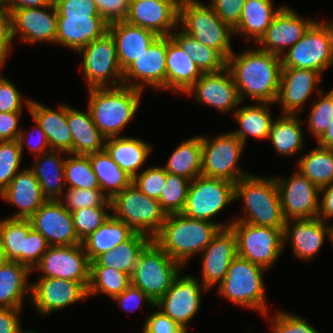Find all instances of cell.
<instances>
[{"label":"cell","instance_id":"6da1fadb","mask_svg":"<svg viewBox=\"0 0 333 333\" xmlns=\"http://www.w3.org/2000/svg\"><path fill=\"white\" fill-rule=\"evenodd\" d=\"M227 59L241 102L247 97L256 103L275 104L280 84L281 56L251 48Z\"/></svg>","mask_w":333,"mask_h":333},{"label":"cell","instance_id":"7a4b0ae2","mask_svg":"<svg viewBox=\"0 0 333 333\" xmlns=\"http://www.w3.org/2000/svg\"><path fill=\"white\" fill-rule=\"evenodd\" d=\"M221 229L219 224L189 218L183 213L169 214L152 240L184 268L188 260L201 253Z\"/></svg>","mask_w":333,"mask_h":333},{"label":"cell","instance_id":"3957f363","mask_svg":"<svg viewBox=\"0 0 333 333\" xmlns=\"http://www.w3.org/2000/svg\"><path fill=\"white\" fill-rule=\"evenodd\" d=\"M143 91L129 86L89 89L88 109L94 124L107 139L120 136L135 117Z\"/></svg>","mask_w":333,"mask_h":333},{"label":"cell","instance_id":"277c9868","mask_svg":"<svg viewBox=\"0 0 333 333\" xmlns=\"http://www.w3.org/2000/svg\"><path fill=\"white\" fill-rule=\"evenodd\" d=\"M244 201L245 218L232 219L251 225L284 228L277 183L274 177L262 178L253 174L235 183V200Z\"/></svg>","mask_w":333,"mask_h":333},{"label":"cell","instance_id":"5b68a950","mask_svg":"<svg viewBox=\"0 0 333 333\" xmlns=\"http://www.w3.org/2000/svg\"><path fill=\"white\" fill-rule=\"evenodd\" d=\"M263 271L266 269L237 255L218 285L219 295L235 305L254 309L268 317Z\"/></svg>","mask_w":333,"mask_h":333},{"label":"cell","instance_id":"8992f818","mask_svg":"<svg viewBox=\"0 0 333 333\" xmlns=\"http://www.w3.org/2000/svg\"><path fill=\"white\" fill-rule=\"evenodd\" d=\"M179 25L203 45L217 50L226 60L233 53L230 39L234 31L217 16L210 4L205 5L199 0H181Z\"/></svg>","mask_w":333,"mask_h":333},{"label":"cell","instance_id":"52a82bcc","mask_svg":"<svg viewBox=\"0 0 333 333\" xmlns=\"http://www.w3.org/2000/svg\"><path fill=\"white\" fill-rule=\"evenodd\" d=\"M113 216L134 232L153 239L167 218L158 200L148 197L132 183L111 199Z\"/></svg>","mask_w":333,"mask_h":333},{"label":"cell","instance_id":"ba28073f","mask_svg":"<svg viewBox=\"0 0 333 333\" xmlns=\"http://www.w3.org/2000/svg\"><path fill=\"white\" fill-rule=\"evenodd\" d=\"M282 68H305L320 74L333 65V21L318 22L281 56Z\"/></svg>","mask_w":333,"mask_h":333},{"label":"cell","instance_id":"9c48e42d","mask_svg":"<svg viewBox=\"0 0 333 333\" xmlns=\"http://www.w3.org/2000/svg\"><path fill=\"white\" fill-rule=\"evenodd\" d=\"M181 269L182 266L152 240L137 259L130 276L131 284L156 303L169 290Z\"/></svg>","mask_w":333,"mask_h":333},{"label":"cell","instance_id":"30bf717a","mask_svg":"<svg viewBox=\"0 0 333 333\" xmlns=\"http://www.w3.org/2000/svg\"><path fill=\"white\" fill-rule=\"evenodd\" d=\"M233 201H235L233 182L201 175L190 181L187 202L182 213L189 218L219 224L222 229L230 228L233 221L221 224L212 218Z\"/></svg>","mask_w":333,"mask_h":333},{"label":"cell","instance_id":"8fae6325","mask_svg":"<svg viewBox=\"0 0 333 333\" xmlns=\"http://www.w3.org/2000/svg\"><path fill=\"white\" fill-rule=\"evenodd\" d=\"M230 228L237 238V255L266 270L281 256L283 228L233 221Z\"/></svg>","mask_w":333,"mask_h":333},{"label":"cell","instance_id":"7c38bea8","mask_svg":"<svg viewBox=\"0 0 333 333\" xmlns=\"http://www.w3.org/2000/svg\"><path fill=\"white\" fill-rule=\"evenodd\" d=\"M244 146L232 132L218 134L210 140L202 135V176L235 184L250 175L238 166Z\"/></svg>","mask_w":333,"mask_h":333},{"label":"cell","instance_id":"4fadbf2b","mask_svg":"<svg viewBox=\"0 0 333 333\" xmlns=\"http://www.w3.org/2000/svg\"><path fill=\"white\" fill-rule=\"evenodd\" d=\"M77 53L83 58V73L89 89L123 85V71L119 67L116 45L109 32Z\"/></svg>","mask_w":333,"mask_h":333},{"label":"cell","instance_id":"5bb4252c","mask_svg":"<svg viewBox=\"0 0 333 333\" xmlns=\"http://www.w3.org/2000/svg\"><path fill=\"white\" fill-rule=\"evenodd\" d=\"M41 271L40 278H59L81 282L88 288L90 260L82 244L49 246L34 269Z\"/></svg>","mask_w":333,"mask_h":333},{"label":"cell","instance_id":"9a60e30c","mask_svg":"<svg viewBox=\"0 0 333 333\" xmlns=\"http://www.w3.org/2000/svg\"><path fill=\"white\" fill-rule=\"evenodd\" d=\"M285 220L318 218L320 188L298 170L289 178H276Z\"/></svg>","mask_w":333,"mask_h":333},{"label":"cell","instance_id":"2e32d148","mask_svg":"<svg viewBox=\"0 0 333 333\" xmlns=\"http://www.w3.org/2000/svg\"><path fill=\"white\" fill-rule=\"evenodd\" d=\"M204 285L198 279L179 273L169 290L155 303V308L170 317L176 324L188 332V322L194 318L201 304V288Z\"/></svg>","mask_w":333,"mask_h":333},{"label":"cell","instance_id":"e0dca14e","mask_svg":"<svg viewBox=\"0 0 333 333\" xmlns=\"http://www.w3.org/2000/svg\"><path fill=\"white\" fill-rule=\"evenodd\" d=\"M57 10L53 1L44 7L18 8L10 12L11 38L17 35L28 44L49 42L55 44Z\"/></svg>","mask_w":333,"mask_h":333},{"label":"cell","instance_id":"ac0fdd59","mask_svg":"<svg viewBox=\"0 0 333 333\" xmlns=\"http://www.w3.org/2000/svg\"><path fill=\"white\" fill-rule=\"evenodd\" d=\"M166 52L167 36H159L123 71V85L140 91H144L147 85L156 90H166Z\"/></svg>","mask_w":333,"mask_h":333},{"label":"cell","instance_id":"d6986e66","mask_svg":"<svg viewBox=\"0 0 333 333\" xmlns=\"http://www.w3.org/2000/svg\"><path fill=\"white\" fill-rule=\"evenodd\" d=\"M29 221L31 227L46 239L49 246L82 244L77 237L71 212L59 200L45 201Z\"/></svg>","mask_w":333,"mask_h":333},{"label":"cell","instance_id":"ffe728a7","mask_svg":"<svg viewBox=\"0 0 333 333\" xmlns=\"http://www.w3.org/2000/svg\"><path fill=\"white\" fill-rule=\"evenodd\" d=\"M181 0H130L125 21L158 36H170L179 26Z\"/></svg>","mask_w":333,"mask_h":333},{"label":"cell","instance_id":"44dd1931","mask_svg":"<svg viewBox=\"0 0 333 333\" xmlns=\"http://www.w3.org/2000/svg\"><path fill=\"white\" fill-rule=\"evenodd\" d=\"M88 298L87 288L77 281L38 278L31 283L30 301L40 315H48Z\"/></svg>","mask_w":333,"mask_h":333},{"label":"cell","instance_id":"7402d4cb","mask_svg":"<svg viewBox=\"0 0 333 333\" xmlns=\"http://www.w3.org/2000/svg\"><path fill=\"white\" fill-rule=\"evenodd\" d=\"M315 21L309 17L304 19L292 8L283 6L274 16L265 33L256 42L257 45H261L258 48L282 56L303 37Z\"/></svg>","mask_w":333,"mask_h":333},{"label":"cell","instance_id":"603a6c76","mask_svg":"<svg viewBox=\"0 0 333 333\" xmlns=\"http://www.w3.org/2000/svg\"><path fill=\"white\" fill-rule=\"evenodd\" d=\"M191 93L198 103L212 106L221 113L234 108L236 110V107L242 103L233 76L227 67L222 71L203 73L186 92V94Z\"/></svg>","mask_w":333,"mask_h":333},{"label":"cell","instance_id":"cb8c5ba5","mask_svg":"<svg viewBox=\"0 0 333 333\" xmlns=\"http://www.w3.org/2000/svg\"><path fill=\"white\" fill-rule=\"evenodd\" d=\"M322 82L318 71L305 68H282L278 97L282 113L298 115L303 112V104L309 99L317 85ZM298 113V114H297Z\"/></svg>","mask_w":333,"mask_h":333},{"label":"cell","instance_id":"d4e9b609","mask_svg":"<svg viewBox=\"0 0 333 333\" xmlns=\"http://www.w3.org/2000/svg\"><path fill=\"white\" fill-rule=\"evenodd\" d=\"M202 284L209 289L219 285L237 256V238L231 228L221 229L202 251ZM216 284V285H215Z\"/></svg>","mask_w":333,"mask_h":333},{"label":"cell","instance_id":"484cf974","mask_svg":"<svg viewBox=\"0 0 333 333\" xmlns=\"http://www.w3.org/2000/svg\"><path fill=\"white\" fill-rule=\"evenodd\" d=\"M327 225L319 218L286 220L283 244H287L289 239L294 257L304 261L311 260L320 252L325 238H329Z\"/></svg>","mask_w":333,"mask_h":333},{"label":"cell","instance_id":"4316f807","mask_svg":"<svg viewBox=\"0 0 333 333\" xmlns=\"http://www.w3.org/2000/svg\"><path fill=\"white\" fill-rule=\"evenodd\" d=\"M108 32L115 42L119 67L122 71L159 37L151 30L129 24L125 20L110 23Z\"/></svg>","mask_w":333,"mask_h":333},{"label":"cell","instance_id":"83f0119b","mask_svg":"<svg viewBox=\"0 0 333 333\" xmlns=\"http://www.w3.org/2000/svg\"><path fill=\"white\" fill-rule=\"evenodd\" d=\"M108 25L102 17H57L55 44L71 48L77 53L108 32Z\"/></svg>","mask_w":333,"mask_h":333},{"label":"cell","instance_id":"f1b7e54d","mask_svg":"<svg viewBox=\"0 0 333 333\" xmlns=\"http://www.w3.org/2000/svg\"><path fill=\"white\" fill-rule=\"evenodd\" d=\"M4 201L16 206L18 212L12 217L29 219L47 199L42 195L35 174L29 169L20 170L0 194Z\"/></svg>","mask_w":333,"mask_h":333},{"label":"cell","instance_id":"f546056e","mask_svg":"<svg viewBox=\"0 0 333 333\" xmlns=\"http://www.w3.org/2000/svg\"><path fill=\"white\" fill-rule=\"evenodd\" d=\"M28 110L33 121L46 134L50 150L72 154V133L67 123V105H59L58 110H55L31 100Z\"/></svg>","mask_w":333,"mask_h":333},{"label":"cell","instance_id":"4dcf8cb0","mask_svg":"<svg viewBox=\"0 0 333 333\" xmlns=\"http://www.w3.org/2000/svg\"><path fill=\"white\" fill-rule=\"evenodd\" d=\"M202 74L190 56L167 36L166 90L186 94Z\"/></svg>","mask_w":333,"mask_h":333},{"label":"cell","instance_id":"1f68e13d","mask_svg":"<svg viewBox=\"0 0 333 333\" xmlns=\"http://www.w3.org/2000/svg\"><path fill=\"white\" fill-rule=\"evenodd\" d=\"M67 106V123L72 133V154L88 155L104 150L106 138L94 124L91 113Z\"/></svg>","mask_w":333,"mask_h":333},{"label":"cell","instance_id":"d6a6232c","mask_svg":"<svg viewBox=\"0 0 333 333\" xmlns=\"http://www.w3.org/2000/svg\"><path fill=\"white\" fill-rule=\"evenodd\" d=\"M104 149L112 160L132 179L152 153L147 142L133 137H110L105 140Z\"/></svg>","mask_w":333,"mask_h":333},{"label":"cell","instance_id":"836d02e7","mask_svg":"<svg viewBox=\"0 0 333 333\" xmlns=\"http://www.w3.org/2000/svg\"><path fill=\"white\" fill-rule=\"evenodd\" d=\"M63 151L50 150L35 157L33 167L29 169L37 178L42 195L47 200H59L64 193V164L65 159L60 157Z\"/></svg>","mask_w":333,"mask_h":333},{"label":"cell","instance_id":"e575fe53","mask_svg":"<svg viewBox=\"0 0 333 333\" xmlns=\"http://www.w3.org/2000/svg\"><path fill=\"white\" fill-rule=\"evenodd\" d=\"M31 272L17 261H8L0 268V308L22 309L24 296L31 298V284L27 282Z\"/></svg>","mask_w":333,"mask_h":333},{"label":"cell","instance_id":"d590c367","mask_svg":"<svg viewBox=\"0 0 333 333\" xmlns=\"http://www.w3.org/2000/svg\"><path fill=\"white\" fill-rule=\"evenodd\" d=\"M282 7L275 8L272 0H245L234 35L242 34L248 42L252 37L256 43Z\"/></svg>","mask_w":333,"mask_h":333},{"label":"cell","instance_id":"8d00e7d4","mask_svg":"<svg viewBox=\"0 0 333 333\" xmlns=\"http://www.w3.org/2000/svg\"><path fill=\"white\" fill-rule=\"evenodd\" d=\"M151 241L147 235L135 232L113 250L97 256L90 267H109L131 276L140 253Z\"/></svg>","mask_w":333,"mask_h":333},{"label":"cell","instance_id":"74e56055","mask_svg":"<svg viewBox=\"0 0 333 333\" xmlns=\"http://www.w3.org/2000/svg\"><path fill=\"white\" fill-rule=\"evenodd\" d=\"M135 232L112 214L100 227L82 242L90 262L104 252L113 250Z\"/></svg>","mask_w":333,"mask_h":333},{"label":"cell","instance_id":"f35d334b","mask_svg":"<svg viewBox=\"0 0 333 333\" xmlns=\"http://www.w3.org/2000/svg\"><path fill=\"white\" fill-rule=\"evenodd\" d=\"M272 103H254V105L237 108L233 113L240 128L231 131L244 145L249 136L257 139H268L273 123L270 112Z\"/></svg>","mask_w":333,"mask_h":333},{"label":"cell","instance_id":"ab89813d","mask_svg":"<svg viewBox=\"0 0 333 333\" xmlns=\"http://www.w3.org/2000/svg\"><path fill=\"white\" fill-rule=\"evenodd\" d=\"M166 172L192 181L202 175V136L184 140L170 155L163 166Z\"/></svg>","mask_w":333,"mask_h":333},{"label":"cell","instance_id":"60d3db41","mask_svg":"<svg viewBox=\"0 0 333 333\" xmlns=\"http://www.w3.org/2000/svg\"><path fill=\"white\" fill-rule=\"evenodd\" d=\"M88 156L100 189L110 200L132 183V178L112 160L105 149Z\"/></svg>","mask_w":333,"mask_h":333},{"label":"cell","instance_id":"b9f144b4","mask_svg":"<svg viewBox=\"0 0 333 333\" xmlns=\"http://www.w3.org/2000/svg\"><path fill=\"white\" fill-rule=\"evenodd\" d=\"M277 118L273 121L268 136L275 151L282 156H292L300 152L304 144V134L297 115L282 114Z\"/></svg>","mask_w":333,"mask_h":333},{"label":"cell","instance_id":"7bdbcfd3","mask_svg":"<svg viewBox=\"0 0 333 333\" xmlns=\"http://www.w3.org/2000/svg\"><path fill=\"white\" fill-rule=\"evenodd\" d=\"M170 37L190 56L202 73L222 71L227 60L215 49L203 45L183 30H175Z\"/></svg>","mask_w":333,"mask_h":333},{"label":"cell","instance_id":"ee69618b","mask_svg":"<svg viewBox=\"0 0 333 333\" xmlns=\"http://www.w3.org/2000/svg\"><path fill=\"white\" fill-rule=\"evenodd\" d=\"M297 170L317 187L333 183V150L317 146L298 161Z\"/></svg>","mask_w":333,"mask_h":333},{"label":"cell","instance_id":"f6af8a7d","mask_svg":"<svg viewBox=\"0 0 333 333\" xmlns=\"http://www.w3.org/2000/svg\"><path fill=\"white\" fill-rule=\"evenodd\" d=\"M30 228L29 219L0 220V243L8 261L25 265V239Z\"/></svg>","mask_w":333,"mask_h":333},{"label":"cell","instance_id":"bcb514c9","mask_svg":"<svg viewBox=\"0 0 333 333\" xmlns=\"http://www.w3.org/2000/svg\"><path fill=\"white\" fill-rule=\"evenodd\" d=\"M130 285V275L124 272L109 267H90L87 295L105 293L113 300Z\"/></svg>","mask_w":333,"mask_h":333},{"label":"cell","instance_id":"7dc6e473","mask_svg":"<svg viewBox=\"0 0 333 333\" xmlns=\"http://www.w3.org/2000/svg\"><path fill=\"white\" fill-rule=\"evenodd\" d=\"M67 155H71L67 159L65 158L64 164V181L67 189H100L89 156L68 153Z\"/></svg>","mask_w":333,"mask_h":333},{"label":"cell","instance_id":"c3c4849f","mask_svg":"<svg viewBox=\"0 0 333 333\" xmlns=\"http://www.w3.org/2000/svg\"><path fill=\"white\" fill-rule=\"evenodd\" d=\"M190 180L167 172L166 181L160 194L159 203L169 214L182 213L187 202Z\"/></svg>","mask_w":333,"mask_h":333},{"label":"cell","instance_id":"681fc988","mask_svg":"<svg viewBox=\"0 0 333 333\" xmlns=\"http://www.w3.org/2000/svg\"><path fill=\"white\" fill-rule=\"evenodd\" d=\"M318 101L312 103L311 112L308 115V128L310 134L314 135L316 141L325 133L330 121L333 119V89L324 94L319 88L316 90Z\"/></svg>","mask_w":333,"mask_h":333},{"label":"cell","instance_id":"f907efd6","mask_svg":"<svg viewBox=\"0 0 333 333\" xmlns=\"http://www.w3.org/2000/svg\"><path fill=\"white\" fill-rule=\"evenodd\" d=\"M105 208L111 211V206H97L71 212L74 228L81 243L111 216Z\"/></svg>","mask_w":333,"mask_h":333},{"label":"cell","instance_id":"816d5d0a","mask_svg":"<svg viewBox=\"0 0 333 333\" xmlns=\"http://www.w3.org/2000/svg\"><path fill=\"white\" fill-rule=\"evenodd\" d=\"M21 158L18 140L0 141V194L20 171Z\"/></svg>","mask_w":333,"mask_h":333},{"label":"cell","instance_id":"f5cc1de1","mask_svg":"<svg viewBox=\"0 0 333 333\" xmlns=\"http://www.w3.org/2000/svg\"><path fill=\"white\" fill-rule=\"evenodd\" d=\"M63 196L66 204L63 199H59V201L69 212L86 207L111 206V200L101 189H67L65 194H62Z\"/></svg>","mask_w":333,"mask_h":333},{"label":"cell","instance_id":"db71d44e","mask_svg":"<svg viewBox=\"0 0 333 333\" xmlns=\"http://www.w3.org/2000/svg\"><path fill=\"white\" fill-rule=\"evenodd\" d=\"M167 172L164 167L153 166L139 172L133 179L132 184L142 193L159 201L161 191L166 181Z\"/></svg>","mask_w":333,"mask_h":333},{"label":"cell","instance_id":"11a10c76","mask_svg":"<svg viewBox=\"0 0 333 333\" xmlns=\"http://www.w3.org/2000/svg\"><path fill=\"white\" fill-rule=\"evenodd\" d=\"M275 313L271 318V333H320L306 321V318L302 319L283 311Z\"/></svg>","mask_w":333,"mask_h":333},{"label":"cell","instance_id":"9f6ffc18","mask_svg":"<svg viewBox=\"0 0 333 333\" xmlns=\"http://www.w3.org/2000/svg\"><path fill=\"white\" fill-rule=\"evenodd\" d=\"M53 3L57 10V17H101L94 0H53Z\"/></svg>","mask_w":333,"mask_h":333},{"label":"cell","instance_id":"6f0895ef","mask_svg":"<svg viewBox=\"0 0 333 333\" xmlns=\"http://www.w3.org/2000/svg\"><path fill=\"white\" fill-rule=\"evenodd\" d=\"M29 108L31 99H24L16 86L4 78L0 82V112H23V104Z\"/></svg>","mask_w":333,"mask_h":333},{"label":"cell","instance_id":"680465c9","mask_svg":"<svg viewBox=\"0 0 333 333\" xmlns=\"http://www.w3.org/2000/svg\"><path fill=\"white\" fill-rule=\"evenodd\" d=\"M48 247L46 239L31 227L25 239V266L33 272Z\"/></svg>","mask_w":333,"mask_h":333},{"label":"cell","instance_id":"91938a15","mask_svg":"<svg viewBox=\"0 0 333 333\" xmlns=\"http://www.w3.org/2000/svg\"><path fill=\"white\" fill-rule=\"evenodd\" d=\"M245 0H210L217 16L232 30L238 26Z\"/></svg>","mask_w":333,"mask_h":333},{"label":"cell","instance_id":"94428289","mask_svg":"<svg viewBox=\"0 0 333 333\" xmlns=\"http://www.w3.org/2000/svg\"><path fill=\"white\" fill-rule=\"evenodd\" d=\"M101 17L108 23L123 21L129 11L130 0H94Z\"/></svg>","mask_w":333,"mask_h":333},{"label":"cell","instance_id":"6125c7cd","mask_svg":"<svg viewBox=\"0 0 333 333\" xmlns=\"http://www.w3.org/2000/svg\"><path fill=\"white\" fill-rule=\"evenodd\" d=\"M143 333H187L181 326L176 324L170 317L160 310L152 313L143 326Z\"/></svg>","mask_w":333,"mask_h":333},{"label":"cell","instance_id":"be15d7a7","mask_svg":"<svg viewBox=\"0 0 333 333\" xmlns=\"http://www.w3.org/2000/svg\"><path fill=\"white\" fill-rule=\"evenodd\" d=\"M113 300H116L119 303V306L128 312L136 310L145 302V305L147 304L150 305V307H155V302L146 293L133 286L132 284Z\"/></svg>","mask_w":333,"mask_h":333},{"label":"cell","instance_id":"e7e4bbea","mask_svg":"<svg viewBox=\"0 0 333 333\" xmlns=\"http://www.w3.org/2000/svg\"><path fill=\"white\" fill-rule=\"evenodd\" d=\"M12 43L10 10L3 0H0V61L7 60Z\"/></svg>","mask_w":333,"mask_h":333},{"label":"cell","instance_id":"03108f58","mask_svg":"<svg viewBox=\"0 0 333 333\" xmlns=\"http://www.w3.org/2000/svg\"><path fill=\"white\" fill-rule=\"evenodd\" d=\"M22 112H0V141L18 140L21 133L19 120Z\"/></svg>","mask_w":333,"mask_h":333},{"label":"cell","instance_id":"003e7915","mask_svg":"<svg viewBox=\"0 0 333 333\" xmlns=\"http://www.w3.org/2000/svg\"><path fill=\"white\" fill-rule=\"evenodd\" d=\"M35 125H36V128L35 129H32V133L37 130L38 132V136L37 138H33V140L37 139L36 141H33L32 140V137L30 138L29 136L32 134V133H28V137L27 139H25V132L23 131V129H21V133L19 135V138H18V142H19V145H20V148H21V152H22V155H23V150H24V143H26L28 149L30 151H33L34 152V155L35 157L36 156H40L41 154L45 153V152H48L50 151V147H49V143H48V140H47V137H46V134L43 132V130L41 129V127L35 122ZM32 136V135H31ZM32 141V142H31ZM34 142V143H33ZM47 150V151H46Z\"/></svg>","mask_w":333,"mask_h":333},{"label":"cell","instance_id":"a7ac6f4b","mask_svg":"<svg viewBox=\"0 0 333 333\" xmlns=\"http://www.w3.org/2000/svg\"><path fill=\"white\" fill-rule=\"evenodd\" d=\"M19 308H0V333H20Z\"/></svg>","mask_w":333,"mask_h":333},{"label":"cell","instance_id":"89a4df30","mask_svg":"<svg viewBox=\"0 0 333 333\" xmlns=\"http://www.w3.org/2000/svg\"><path fill=\"white\" fill-rule=\"evenodd\" d=\"M320 193L323 195L319 199L318 218L326 223L333 217V183L320 188Z\"/></svg>","mask_w":333,"mask_h":333},{"label":"cell","instance_id":"2644e50d","mask_svg":"<svg viewBox=\"0 0 333 333\" xmlns=\"http://www.w3.org/2000/svg\"><path fill=\"white\" fill-rule=\"evenodd\" d=\"M53 0H3L10 12L18 8L44 7Z\"/></svg>","mask_w":333,"mask_h":333},{"label":"cell","instance_id":"8c879c8a","mask_svg":"<svg viewBox=\"0 0 333 333\" xmlns=\"http://www.w3.org/2000/svg\"><path fill=\"white\" fill-rule=\"evenodd\" d=\"M325 133L317 140L319 146L333 150V119Z\"/></svg>","mask_w":333,"mask_h":333},{"label":"cell","instance_id":"753ad0ef","mask_svg":"<svg viewBox=\"0 0 333 333\" xmlns=\"http://www.w3.org/2000/svg\"><path fill=\"white\" fill-rule=\"evenodd\" d=\"M8 262L0 243V268Z\"/></svg>","mask_w":333,"mask_h":333},{"label":"cell","instance_id":"34e18365","mask_svg":"<svg viewBox=\"0 0 333 333\" xmlns=\"http://www.w3.org/2000/svg\"><path fill=\"white\" fill-rule=\"evenodd\" d=\"M328 239L331 241L332 245H333V224H329L328 225Z\"/></svg>","mask_w":333,"mask_h":333},{"label":"cell","instance_id":"11e5206c","mask_svg":"<svg viewBox=\"0 0 333 333\" xmlns=\"http://www.w3.org/2000/svg\"><path fill=\"white\" fill-rule=\"evenodd\" d=\"M5 62L7 61H0V69L4 67V65L6 64ZM5 77H2L1 72H0V82L4 79Z\"/></svg>","mask_w":333,"mask_h":333},{"label":"cell","instance_id":"2a66077c","mask_svg":"<svg viewBox=\"0 0 333 333\" xmlns=\"http://www.w3.org/2000/svg\"><path fill=\"white\" fill-rule=\"evenodd\" d=\"M20 333H37V332L31 331V330H30V331H29V330H28V331H23V330H21Z\"/></svg>","mask_w":333,"mask_h":333}]
</instances>
